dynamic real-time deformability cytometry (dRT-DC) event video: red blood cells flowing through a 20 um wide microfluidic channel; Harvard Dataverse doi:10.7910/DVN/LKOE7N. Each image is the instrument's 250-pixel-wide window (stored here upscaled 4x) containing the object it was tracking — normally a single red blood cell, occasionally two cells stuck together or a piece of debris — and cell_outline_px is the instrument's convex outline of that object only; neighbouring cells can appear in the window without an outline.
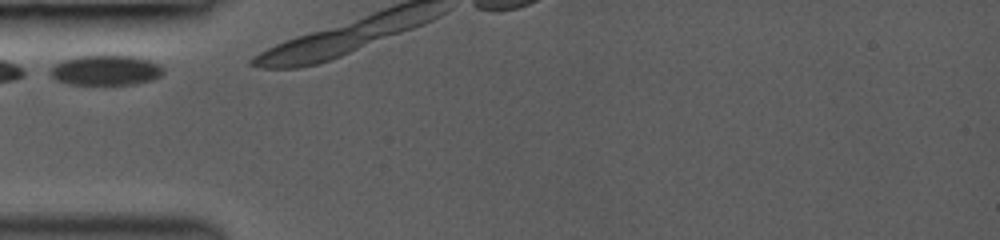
{"species": "common noctule bat (a hibernating species)", "species_latin": "Nyctalus noctula", "temperature_condition": "room temperature", "stored_images_in_passage": 3, "camera_frame_rate_fps": 3000, "um_per_image_px": 0.085, "animal": {"sex": "female", "body_mass_g": 19.0, "forearm_length_mm": 53.3}, "frame": {"image": 1, "passage_image": 1, "time_ms": 0.0, "image_size_px": [1000, 240], "cell_outline_px": [[164, 72], [160, 76], [152, 80], [132, 84], [68, 84], [56, 80], [48, 72], [48, 68], [60, 60], [76, 56], [132, 56], [148, 60], [160, 64], [164, 68]], "centroid_in_image_um": [8.94, 5.97], "position_along_channel_um": 76.1, "area_um2": 19.94}}